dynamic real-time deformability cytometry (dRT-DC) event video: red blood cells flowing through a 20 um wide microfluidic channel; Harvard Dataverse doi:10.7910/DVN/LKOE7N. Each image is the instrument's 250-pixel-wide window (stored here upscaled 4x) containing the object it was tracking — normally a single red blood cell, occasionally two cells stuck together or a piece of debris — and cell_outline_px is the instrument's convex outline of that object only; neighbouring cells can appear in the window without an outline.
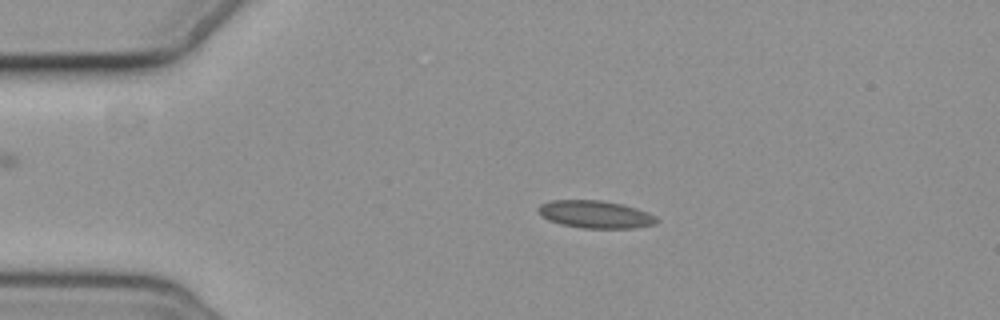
{"species": "common noctule bat (a hibernating species)", "species_latin": "Nyctalus noctula", "temperature_condition": "cold", "stored_images_in_passage": 3, "camera_frame_rate_fps": 3000, "um_per_image_px": 0.085, "animal": {"sex": "female", "body_mass_g": 19.3, "forearm_length_mm": 54.1}, "frame": {"image": 1, "passage_image": 1, "time_ms": 0.0, "image_size_px": [1000, 320], "cell_outline_px": [[660, 220], [656, 224], [636, 228], [584, 228], [560, 224], [548, 220], [540, 216], [536, 208], [540, 204], [552, 200], [600, 200], [620, 204], [636, 208], [648, 212], [656, 216]], "centroid_in_image_um": [50.6, 18.22], "position_along_channel_um": 34.4, "area_um2": 19.19}}
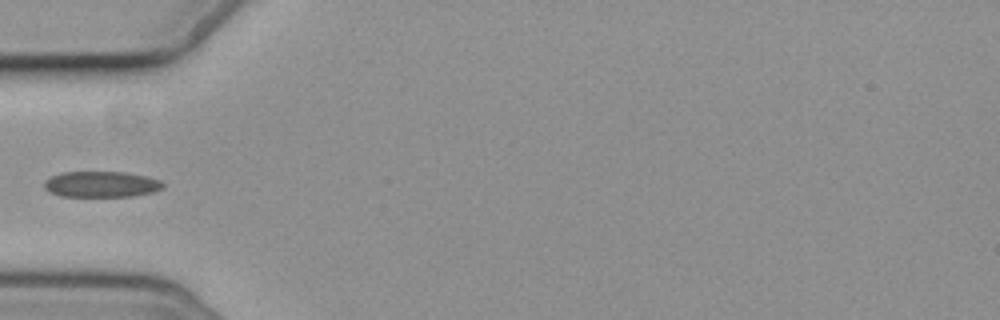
{"frame": {"image": 2, "passage_image": 3, "time_ms": 2.333, "image_size_px": [1000, 320], "cell_outline_px": [[164, 188], [152, 192], [132, 196], [60, 196], [48, 192], [44, 188], [44, 180], [60, 172], [124, 172], [148, 176], [160, 180], [164, 184]], "centroid_in_image_um": [8.6, 15.66], "position_along_channel_um": 76.4, "area_um2": 18.03}}